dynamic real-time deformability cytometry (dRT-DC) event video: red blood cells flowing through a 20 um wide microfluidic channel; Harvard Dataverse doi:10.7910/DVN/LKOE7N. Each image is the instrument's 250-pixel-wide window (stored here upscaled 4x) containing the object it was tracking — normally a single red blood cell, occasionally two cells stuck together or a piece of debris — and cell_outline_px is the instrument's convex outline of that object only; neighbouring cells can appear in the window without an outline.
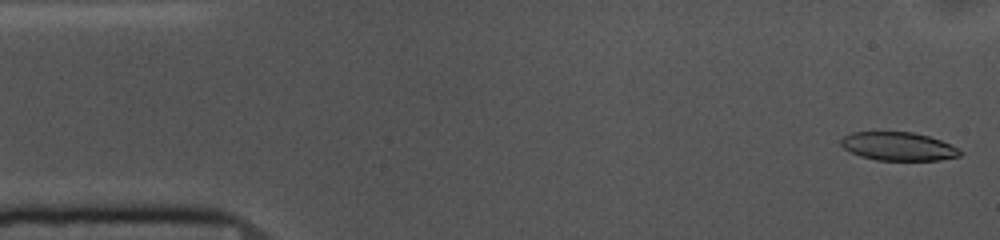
{"species": "common noctule bat (a hibernating species)", "species_latin": "Nyctalus noctula", "temperature_condition": "cold", "stored_images_in_passage": 53, "camera_frame_rate_fps": 3000, "um_per_image_px": 0.085, "animal": {"sex": "female", "body_mass_g": 10.0, "forearm_length_mm": 53.1}, "frame": {"image": 1, "passage_image": 1, "time_ms": 0.0, "image_size_px": [1000, 240], "cell_outline_px": [[964, 152], [960, 156], [940, 160], [876, 160], [860, 156], [844, 148], [840, 144], [840, 140], [844, 136], [852, 132], [912, 132], [928, 136], [940, 140], [960, 148]], "centroid_in_image_um": [76.38, 12.44], "position_along_channel_um": 8.6, "area_um2": 19.77}}
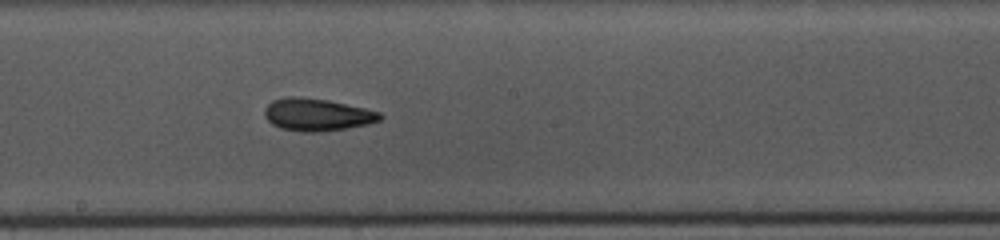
{"frame": {"image": 2, "passage_image": 27, "time_ms": 8.667, "image_size_px": [1000, 240], "cell_outline_px": [[384, 116], [380, 120], [368, 124], [320, 132], [300, 132], [280, 128], [272, 124], [264, 116], [264, 108], [272, 100], [288, 96], [300, 96], [328, 100], [364, 108], [380, 112]], "centroid_in_image_um": [26.92, 9.74], "position_along_channel_um": 221.3, "area_um2": 21.91}}
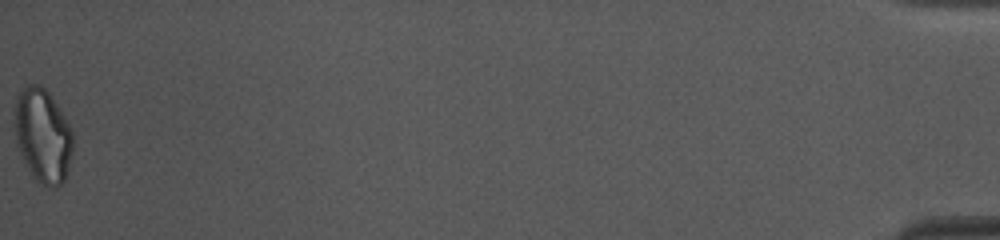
{"frame": {"image": 3, "passage_image": 53, "time_ms": 17.333, "image_size_px": [1000, 240], "cell_outline_px": [[72, 152], [68, 168], [64, 180], [56, 188], [48, 188], [36, 180], [24, 160], [20, 152], [16, 140], [16, 96], [28, 84], [40, 84], [48, 92], [64, 116], [72, 132]], "centroid_in_image_um": [3.65, 11.53], "position_along_channel_um": 431.5, "area_um2": 31.21}, "authors_computed_cell_mechanics": {"area_um2": 21.6172, "velocity_mm_per_s": 3.6622, "shape_relaxation_time_tau1_ms": 5.2129, "shape_relaxation_time_tau2_ms": 3.9627, "deformation_change_tau1": 0.1332, "deformation_change_tau2": 0.1116}}